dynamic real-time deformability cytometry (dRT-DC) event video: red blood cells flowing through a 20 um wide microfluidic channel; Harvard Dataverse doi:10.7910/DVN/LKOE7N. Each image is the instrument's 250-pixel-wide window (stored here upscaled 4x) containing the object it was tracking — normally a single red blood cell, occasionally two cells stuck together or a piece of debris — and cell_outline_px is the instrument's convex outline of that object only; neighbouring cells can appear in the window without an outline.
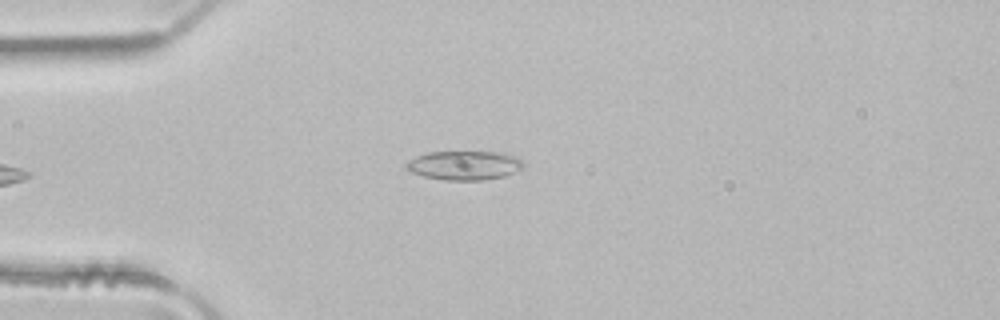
{"species": "common noctule bat (a hibernating species)", "species_latin": "Nyctalus noctula", "temperature_condition": "room temperature", "stored_images_in_passage": 4, "camera_frame_rate_fps": 3000, "um_per_image_px": 0.085, "animal": {"sex": "male", "body_mass_g": 21.5, "forearm_length_mm": 52.0}, "frame": {"image": 1, "passage_image": 4, "time_ms": 1.0, "image_size_px": [1000, 320], "cell_outline_px": [[524, 164], [520, 168], [504, 176], [484, 180], [444, 180], [424, 176], [412, 172], [404, 164], [408, 160], [416, 156], [428, 152], [496, 152], [516, 156]], "centroid_in_image_um": [39.43, 14.05], "position_along_channel_um": 45.6, "area_um2": 19.59}}